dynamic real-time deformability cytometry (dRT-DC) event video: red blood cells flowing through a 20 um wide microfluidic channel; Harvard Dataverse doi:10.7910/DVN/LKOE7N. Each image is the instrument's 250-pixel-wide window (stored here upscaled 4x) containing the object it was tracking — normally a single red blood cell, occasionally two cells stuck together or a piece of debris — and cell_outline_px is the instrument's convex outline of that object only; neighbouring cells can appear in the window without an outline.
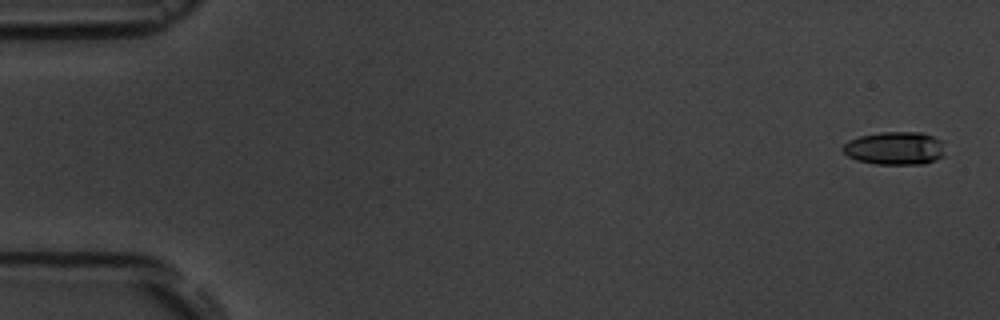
{"species": "common noctule bat (a hibernating species)", "species_latin": "Nyctalus noctula", "temperature_condition": "room temperature", "stored_images_in_passage": 5, "camera_frame_rate_fps": 3000, "um_per_image_px": 0.085, "animal": {"sex": "male", "body_mass_g": 19.5, "forearm_length_mm": 54.6}, "frame": {"image": 1, "passage_image": 1, "time_ms": 0.0, "image_size_px": [1000, 320], "cell_outline_px": [[944, 156], [936, 160], [924, 164], [876, 164], [856, 160], [848, 156], [840, 148], [848, 140], [860, 136], [880, 132], [920, 132], [932, 136], [940, 140]], "centroid_in_image_um": [76.03, 12.6], "position_along_channel_um": 9.0, "area_um2": 19.71}}
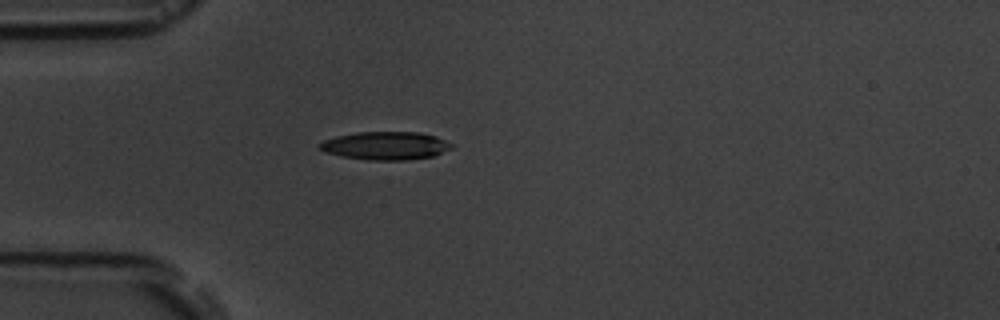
{"frame": {"image": 2, "passage_image": 5, "time_ms": 4.667, "image_size_px": [1000, 320], "cell_outline_px": [[456, 144], [452, 148], [432, 156], [404, 160], [368, 160], [340, 156], [324, 152], [316, 144], [324, 140], [336, 136], [356, 132], [420, 132], [436, 136]], "centroid_in_image_um": [32.77, 12.38], "position_along_channel_um": 52.2, "area_um2": 21.79}}